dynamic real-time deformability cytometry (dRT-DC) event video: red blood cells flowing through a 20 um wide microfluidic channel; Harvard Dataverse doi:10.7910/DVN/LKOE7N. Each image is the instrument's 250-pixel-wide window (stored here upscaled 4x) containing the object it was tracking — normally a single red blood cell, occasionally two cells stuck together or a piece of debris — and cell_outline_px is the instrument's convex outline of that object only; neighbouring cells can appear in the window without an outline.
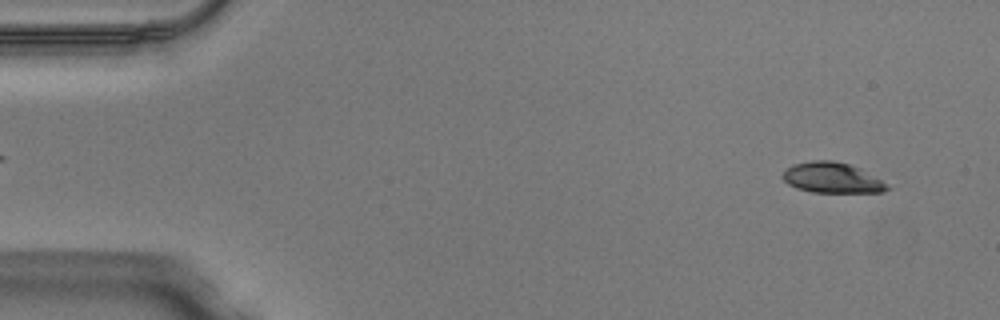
{"species": "Egyptian fruit bat (a non-hibernating species)", "species_latin": "Rousettus aegyptiacus", "temperature_condition": "warm", "stored_images_in_passage": 51, "camera_frame_rate_fps": 3000, "um_per_image_px": 0.085, "animal": {"sex": "male"}, "frame": {"image": 1, "passage_image": 4, "time_ms": 1.0, "image_size_px": [1000, 320], "cell_outline_px": [[892, 188], [880, 192], [812, 192], [796, 188], [788, 184], [784, 180], [784, 172], [792, 164], [812, 160], [832, 160], [848, 164], [860, 168], [880, 180]], "centroid_in_image_um": [70.71, 15.11], "position_along_channel_um": 14.3, "area_um2": 18.32}}
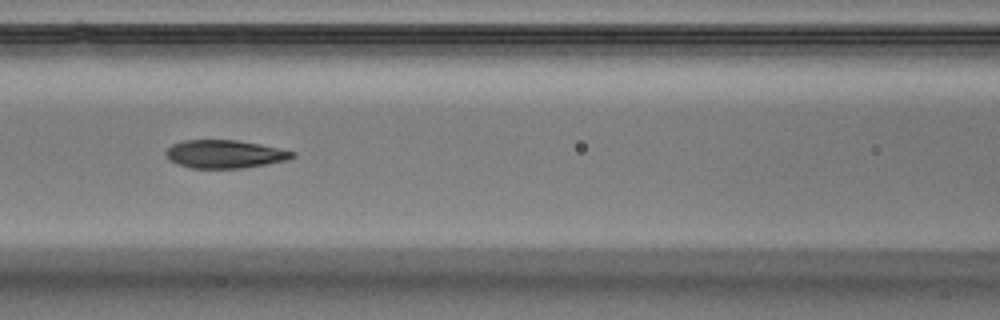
{"frame": {"image": 2, "passage_image": 22, "time_ms": 7.0, "image_size_px": [1000, 320], "cell_outline_px": [[296, 156], [288, 160], [240, 168], [192, 168], [176, 164], [168, 160], [164, 152], [172, 144], [184, 140], [236, 140], [260, 144], [296, 152]], "centroid_in_image_um": [19.08, 13.09], "position_along_channel_um": 147.5, "area_um2": 20.75}}
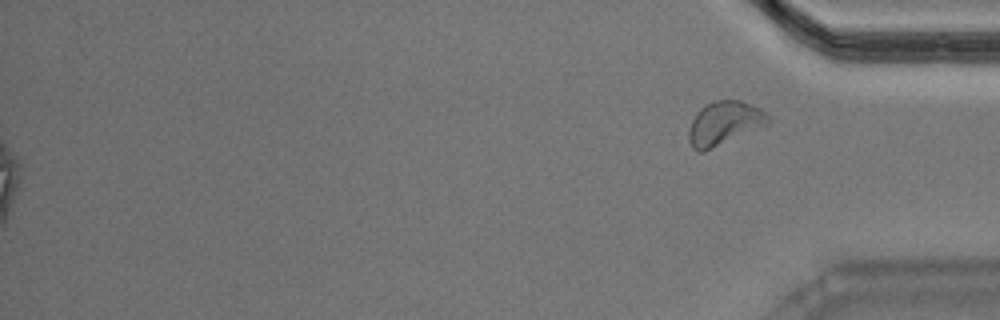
{"frame": {"image": 3, "passage_image": 51, "time_ms": 16.667, "image_size_px": [1000, 320], "cell_outline_px": [[772, 120], [768, 124], [704, 152], [696, 152], [692, 148], [688, 140], [688, 128], [696, 112], [700, 108], [716, 100], [740, 100], [752, 104], [760, 108]], "centroid_in_image_um": [61.53, 10.48], "position_along_channel_um": 373.7, "area_um2": 20.29}, "authors_computed_cell_mechanics": {"area_um2": 20.808, "velocity_mm_per_s": 4.0937, "shape_relaxation_time_tau1_ms": 10.8154, "shape_relaxation_time_tau2_ms": 1.6111, "deformation_change_tau1": 0.2925, "deformation_change_tau2": 0.0789}}